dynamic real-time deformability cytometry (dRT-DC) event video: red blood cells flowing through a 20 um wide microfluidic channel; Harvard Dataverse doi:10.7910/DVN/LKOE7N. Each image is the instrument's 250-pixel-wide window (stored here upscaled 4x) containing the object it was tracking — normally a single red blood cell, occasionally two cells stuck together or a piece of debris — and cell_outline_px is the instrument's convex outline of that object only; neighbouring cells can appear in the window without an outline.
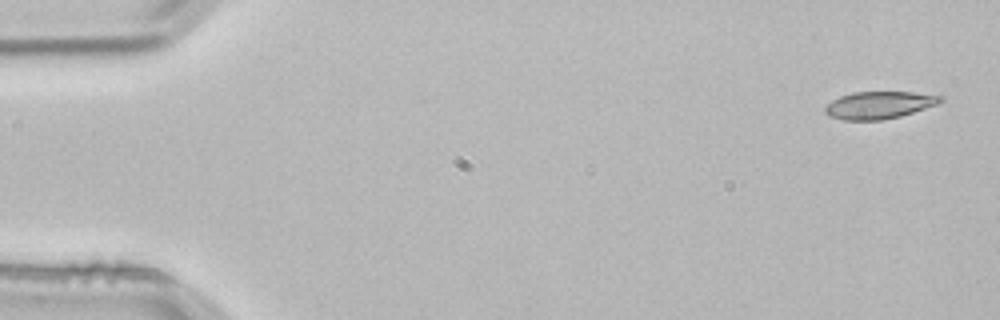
{"species": "common noctule bat (a hibernating species)", "species_latin": "Nyctalus noctula", "temperature_condition": "room temperature", "stored_images_in_passage": 3, "camera_frame_rate_fps": 3000, "um_per_image_px": 0.085, "animal": {"sex": "male", "body_mass_g": 21.5, "forearm_length_mm": 52.0}, "frame": {"image": 1, "passage_image": 1, "time_ms": 0.0, "image_size_px": [1000, 320], "cell_outline_px": [[944, 100], [940, 104], [900, 116], [880, 120], [844, 120], [828, 116], [824, 112], [824, 108], [832, 100], [840, 96], [852, 92], [912, 92], [944, 96]], "centroid_in_image_um": [74.74, 8.93], "position_along_channel_um": 10.3, "area_um2": 18.5}}